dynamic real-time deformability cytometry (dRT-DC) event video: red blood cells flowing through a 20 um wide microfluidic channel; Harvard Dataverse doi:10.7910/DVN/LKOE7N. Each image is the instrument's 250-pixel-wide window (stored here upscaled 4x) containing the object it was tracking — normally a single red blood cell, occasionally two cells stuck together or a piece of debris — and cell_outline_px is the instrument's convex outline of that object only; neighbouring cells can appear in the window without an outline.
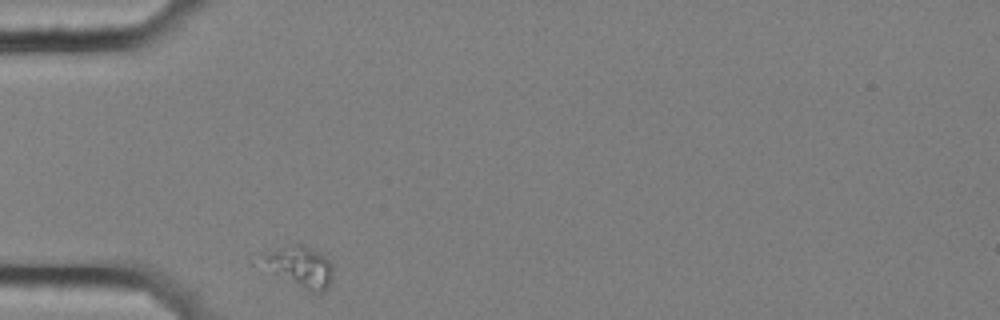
{"species": "common noctule bat (a hibernating species)", "species_latin": "Nyctalus noctula", "temperature_condition": "cold", "stored_images_in_passage": 34, "camera_frame_rate_fps": 3000, "um_per_image_px": 0.085, "animal": {"sex": "female", "body_mass_g": 25.1}, "frame": {"image": 1, "passage_image": 1, "time_ms": 0.0, "image_size_px": [1000, 320], "cell_outline_px": [[332, 280], [328, 288], [324, 292], [312, 292], [276, 272], [264, 256], [280, 248], [292, 244], [300, 244], [324, 256], [328, 260], [332, 268]], "centroid_in_image_um": [25.7, 22.69], "position_along_channel_um": 59.3, "area_um2": 15.14}}
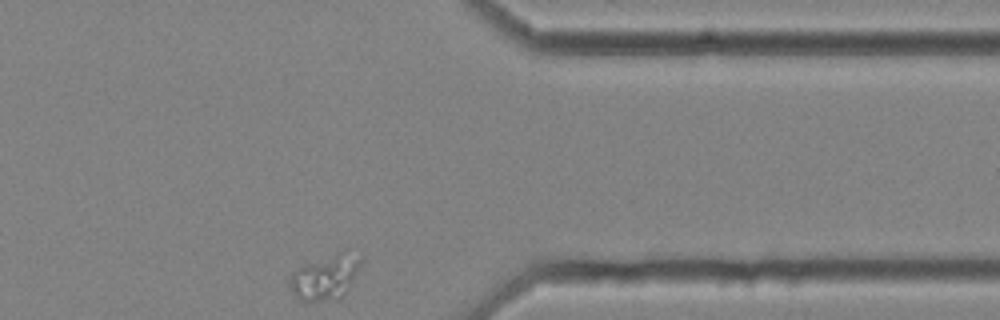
{"frame": {"image": 2, "passage_image": 34, "time_ms": 11.0, "image_size_px": [1000, 320], "cell_outline_px": [[360, 264], [352, 280], [344, 292], [336, 300], [304, 304], [288, 288], [288, 276], [292, 272], [304, 264], [340, 252], [360, 260]], "centroid_in_image_um": [27.49, 23.66], "position_along_channel_um": 383.9, "area_um2": 18.15}}